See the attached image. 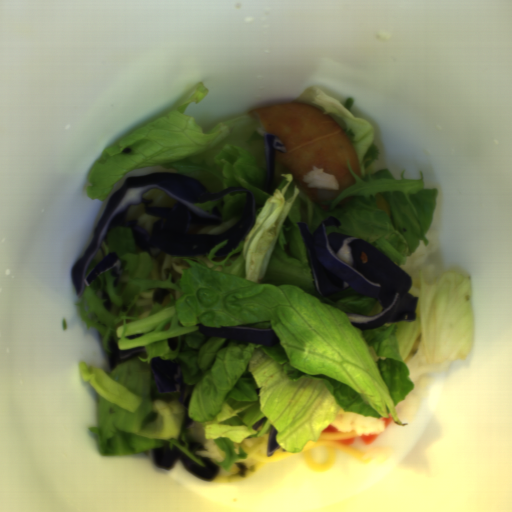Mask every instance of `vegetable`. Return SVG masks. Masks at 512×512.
I'll return each mask as SVG.
<instances>
[{
    "instance_id": "f1789d4c",
    "label": "vegetable",
    "mask_w": 512,
    "mask_h": 512,
    "mask_svg": "<svg viewBox=\"0 0 512 512\" xmlns=\"http://www.w3.org/2000/svg\"><path fill=\"white\" fill-rule=\"evenodd\" d=\"M141 197L144 199H150L152 202L148 204V207L158 208V207H170L173 206L175 201L169 195H167L162 190L157 188H153L146 193H144Z\"/></svg>"
},
{
    "instance_id": "ea0f7189",
    "label": "vegetable",
    "mask_w": 512,
    "mask_h": 512,
    "mask_svg": "<svg viewBox=\"0 0 512 512\" xmlns=\"http://www.w3.org/2000/svg\"><path fill=\"white\" fill-rule=\"evenodd\" d=\"M247 196L243 191H234L228 195L205 203H192L195 207L211 213L214 207L220 211V224L187 230L190 234L218 235L225 233L243 219Z\"/></svg>"
},
{
    "instance_id": "96ceb2fe",
    "label": "vegetable",
    "mask_w": 512,
    "mask_h": 512,
    "mask_svg": "<svg viewBox=\"0 0 512 512\" xmlns=\"http://www.w3.org/2000/svg\"><path fill=\"white\" fill-rule=\"evenodd\" d=\"M160 216L157 215H148L145 212L143 204H135L130 205L126 214L125 220L136 219V222L139 226L146 229V231L150 234L153 230V224L159 220Z\"/></svg>"
},
{
    "instance_id": "f7b5029e",
    "label": "vegetable",
    "mask_w": 512,
    "mask_h": 512,
    "mask_svg": "<svg viewBox=\"0 0 512 512\" xmlns=\"http://www.w3.org/2000/svg\"><path fill=\"white\" fill-rule=\"evenodd\" d=\"M328 425L339 430L353 431L356 435L383 434L386 432V420L341 409L334 420Z\"/></svg>"
},
{
    "instance_id": "add77e79",
    "label": "vegetable",
    "mask_w": 512,
    "mask_h": 512,
    "mask_svg": "<svg viewBox=\"0 0 512 512\" xmlns=\"http://www.w3.org/2000/svg\"><path fill=\"white\" fill-rule=\"evenodd\" d=\"M210 89L198 83L174 105L103 150L89 174L90 199L105 200L117 182L140 168L163 167L197 179L211 193L244 187L251 191L255 224L225 255L223 240L198 256L167 255L160 248L139 249L131 227L115 225L89 263L85 278L111 252L121 263L85 285L77 307L109 352L113 336L119 350L144 347L110 372L80 361L83 381L97 394V436L102 457H120L169 446L204 466L202 458L229 470L247 456L245 439L270 434L279 448L300 452L317 441L341 410L376 418L389 414L407 426L396 406L414 387L406 358L420 334L426 360H464L474 348L475 325L471 275L443 273L427 284L419 273L415 320L383 324L369 330L351 325L346 312L382 313L380 300L346 287L321 296L313 284L297 222L312 236L320 222L336 216L338 232L373 244L399 268L428 245L436 210L437 189L420 178L395 179L389 167L371 173L381 155L371 122L353 115V98L344 105L319 86H309L295 102L329 115L345 132L362 177L345 161L354 185L316 189L310 198L293 173L274 163L273 191L267 181L265 136L251 116L218 123L208 131L184 113ZM156 288L169 289L154 304ZM107 291L112 309L103 307ZM249 326L275 331L277 345H259L225 337H205L196 325ZM178 336L177 351L166 338ZM180 362L184 382L195 387L188 405L179 392L158 393L150 360ZM184 415L194 428H183ZM262 417L258 430L252 425ZM206 450L187 451L189 441ZM205 467V466H204Z\"/></svg>"
}]
</instances>
